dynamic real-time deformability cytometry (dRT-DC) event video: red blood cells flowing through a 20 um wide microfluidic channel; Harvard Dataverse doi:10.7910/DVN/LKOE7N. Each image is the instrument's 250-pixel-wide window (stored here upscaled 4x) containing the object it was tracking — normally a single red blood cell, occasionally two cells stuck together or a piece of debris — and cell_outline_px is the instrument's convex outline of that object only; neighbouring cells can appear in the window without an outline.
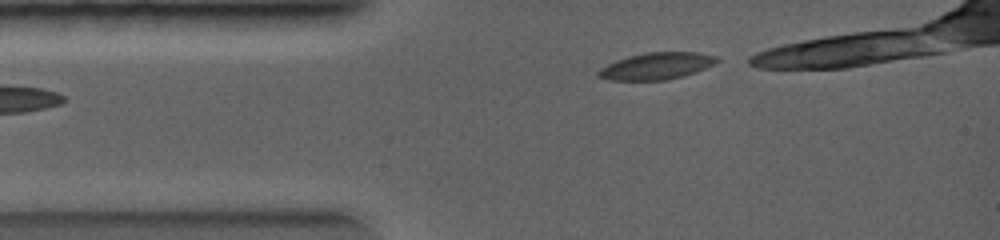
{"species": "common noctule bat (a hibernating species)", "species_latin": "Nyctalus noctula", "temperature_condition": "warm", "stored_images_in_passage": 6, "camera_frame_rate_fps": 5000, "um_per_image_px": 0.085, "animal": {"sex": "female", "body_mass_g": 19.0, "forearm_length_mm": 56.7}, "frame": {"image": 1, "passage_image": 1, "time_ms": 0.0, "image_size_px": [1000, 240], "cell_outline_px": [[720, 60], [716, 64], [696, 72], [668, 80], [608, 80], [596, 76], [596, 72], [600, 68], [616, 60], [628, 56], [644, 52], [696, 52], [716, 56]], "centroid_in_image_um": [55.8, 5.61], "position_along_channel_um": 29.2, "area_um2": 18.73}}
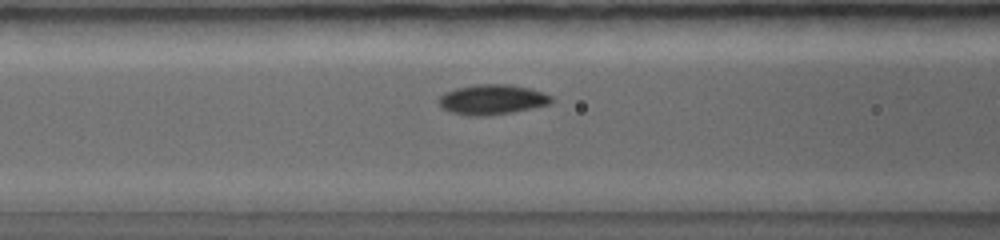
{"frame": {"image": 2, "passage_image": 5, "time_ms": 1.8, "image_size_px": [1000, 240], "cell_outline_px": [[552, 104], [512, 112], [484, 116], [468, 116], [448, 112], [440, 108], [436, 100], [444, 92], [456, 88], [476, 84], [512, 84], [544, 92], [552, 96]], "centroid_in_image_um": [41.79, 8.46], "position_along_channel_um": 124.8, "area_um2": 20.11}}